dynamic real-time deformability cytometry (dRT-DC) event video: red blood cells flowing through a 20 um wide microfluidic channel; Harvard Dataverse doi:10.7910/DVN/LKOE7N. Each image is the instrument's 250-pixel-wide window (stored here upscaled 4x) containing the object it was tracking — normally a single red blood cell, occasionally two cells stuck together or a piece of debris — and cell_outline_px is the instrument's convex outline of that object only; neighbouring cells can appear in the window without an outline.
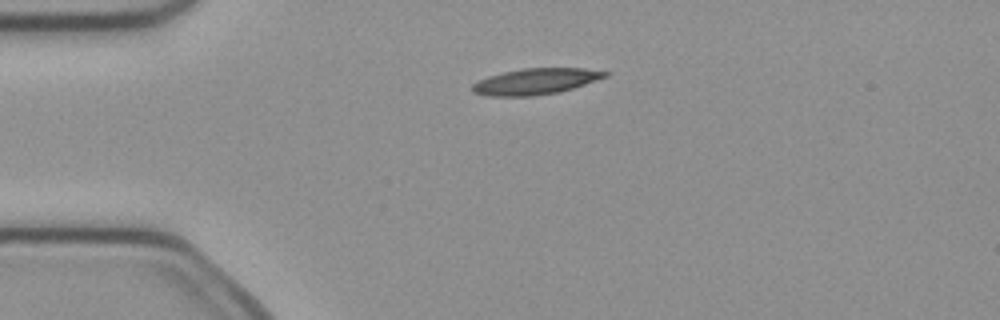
{"species": "common noctule bat (a hibernating species)", "species_latin": "Nyctalus noctula", "temperature_condition": "cold", "stored_images_in_passage": 40, "camera_frame_rate_fps": 3000, "um_per_image_px": 0.085, "animal": {"sex": "female", "body_mass_g": 21.9}, "frame": {"image": 1, "passage_image": 1, "time_ms": 0.0, "image_size_px": [1000, 320], "cell_outline_px": [[608, 76], [560, 92], [532, 96], [488, 96], [472, 92], [472, 84], [488, 76], [520, 68], [584, 68], [608, 72]], "centroid_in_image_um": [45.5, 6.92], "position_along_channel_um": 39.5, "area_um2": 20.06}}
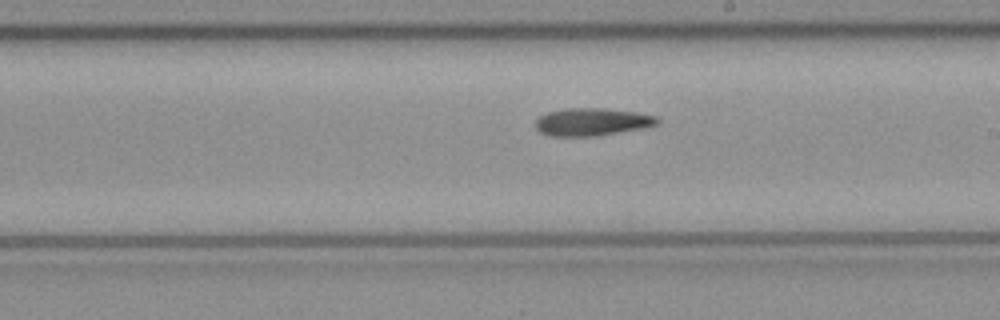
{"frame": {"image": 2, "passage_image": 18, "time_ms": 5.667, "image_size_px": [1000, 320], "cell_outline_px": [[660, 124], [644, 128], [596, 136], [548, 136], [540, 132], [536, 128], [536, 120], [540, 116], [548, 112], [568, 108], [604, 108], [636, 112], [656, 116], [660, 120]], "centroid_in_image_um": [50.35, 10.36], "position_along_channel_um": 238.7, "area_um2": 19.71}}
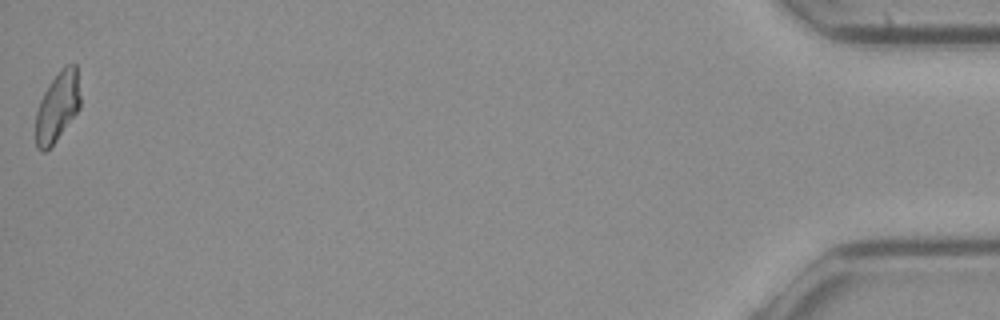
{"frame": {"image": 3, "passage_image": 40, "time_ms": 13.0, "image_size_px": [1000, 320], "cell_outline_px": [[80, 108], [56, 140], [44, 152], [40, 152], [36, 148], [36, 112], [40, 100], [48, 84], [60, 68], [64, 64], [76, 64], [80, 96]], "centroid_in_image_um": [4.87, 9.04], "position_along_channel_um": 430.3, "area_um2": 18.15}}